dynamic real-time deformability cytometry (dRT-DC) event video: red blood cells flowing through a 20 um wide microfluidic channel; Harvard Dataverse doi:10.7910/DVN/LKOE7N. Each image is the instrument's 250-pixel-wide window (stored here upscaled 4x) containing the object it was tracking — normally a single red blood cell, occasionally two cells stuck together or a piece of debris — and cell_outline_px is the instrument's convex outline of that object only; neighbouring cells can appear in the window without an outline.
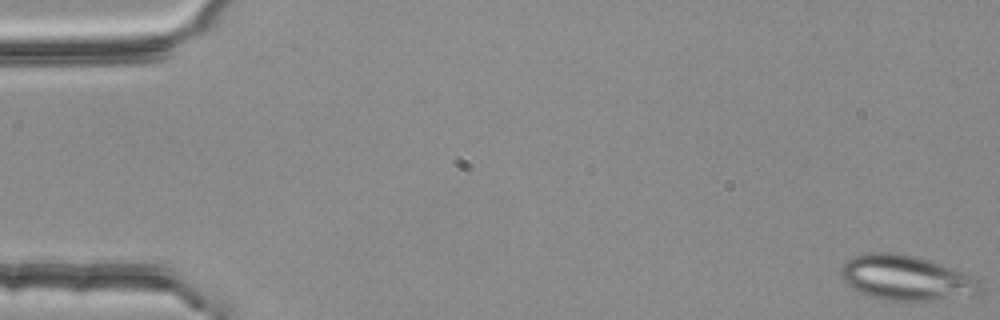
{"species": "common noctule bat (a hibernating species)", "species_latin": "Nyctalus noctula", "temperature_condition": "room temperature", "stored_images_in_passage": 7, "camera_frame_rate_fps": 3000, "um_per_image_px": 0.085, "animal": {"sex": "female", "body_mass_g": 25.1}, "frame": {"image": 1, "passage_image": 1, "time_ms": 0.0, "image_size_px": [1000, 320], "cell_outline_px": [[984, 296], [928, 300], [884, 300], [868, 296], [860, 292], [848, 284], [840, 276], [840, 268], [852, 256], [868, 252], [896, 252], [916, 256], [952, 268], [980, 284], [984, 288]], "centroid_in_image_um": [77.03, 23.63], "position_along_channel_um": 8.0, "area_um2": 36.53}}